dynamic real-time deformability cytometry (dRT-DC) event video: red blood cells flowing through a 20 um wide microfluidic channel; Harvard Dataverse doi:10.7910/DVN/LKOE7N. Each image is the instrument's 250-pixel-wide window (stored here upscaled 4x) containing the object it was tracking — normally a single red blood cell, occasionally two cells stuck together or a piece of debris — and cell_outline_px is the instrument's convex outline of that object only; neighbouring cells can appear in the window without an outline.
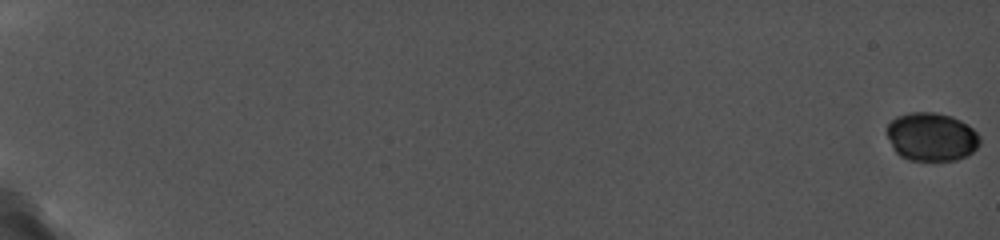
{"species": "common noctule bat (a hibernating species)", "species_latin": "Nyctalus noctula", "temperature_condition": "cold", "stored_images_in_passage": 54, "camera_frame_rate_fps": 5000, "um_per_image_px": 0.085, "animal": {"sex": "female", "body_mass_g": 19.0, "forearm_length_mm": 56.7}, "frame": {"image": 1, "passage_image": 1, "time_ms": 0.0, "image_size_px": [1000, 240], "cell_outline_px": [[980, 144], [972, 152], [956, 160], [908, 160], [900, 156], [892, 148], [888, 136], [888, 124], [896, 116], [908, 112], [936, 112], [952, 116], [968, 124], [980, 136]], "centroid_in_image_um": [79.18, 11.62], "position_along_channel_um": 5.8, "area_um2": 26.3}}
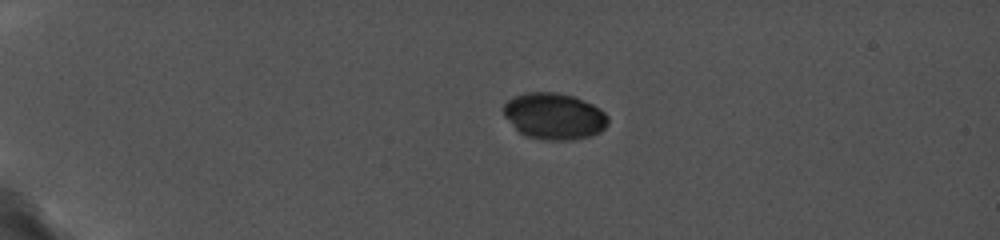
{"frame": {"image": 2, "passage_image": 24, "time_ms": 5.2, "image_size_px": [1000, 240], "cell_outline_px": [[608, 124], [600, 132], [592, 136], [572, 140], [544, 140], [528, 136], [520, 132], [504, 116], [504, 104], [508, 100], [516, 96], [528, 92], [556, 92], [572, 96], [592, 104], [600, 108], [608, 116]], "centroid_in_image_um": [47.13, 9.88], "position_along_channel_um": 37.9, "area_um2": 28.15}}
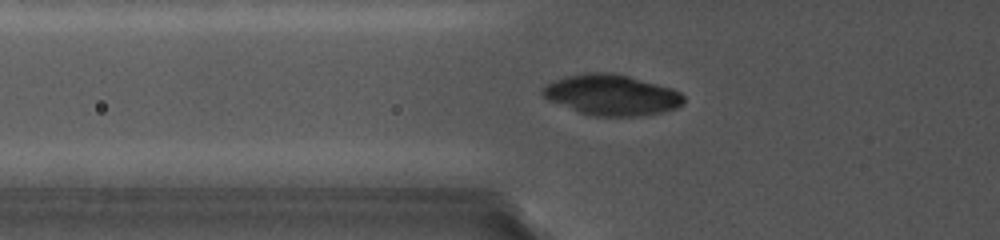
{"frame": {"image": 3, "passage_image": 36, "time_ms": 8.0, "image_size_px": [1000, 240], "cell_outline_px": [[684, 104], [676, 108], [660, 112], [636, 116], [592, 116], [580, 112], [548, 100], [540, 92], [540, 88], [544, 84], [564, 76], [588, 72], [612, 72], [628, 76], [672, 88], [680, 92], [684, 96]], "centroid_in_image_um": [51.95, 8.06], "position_along_channel_um": 73.9, "area_um2": 33.52}}